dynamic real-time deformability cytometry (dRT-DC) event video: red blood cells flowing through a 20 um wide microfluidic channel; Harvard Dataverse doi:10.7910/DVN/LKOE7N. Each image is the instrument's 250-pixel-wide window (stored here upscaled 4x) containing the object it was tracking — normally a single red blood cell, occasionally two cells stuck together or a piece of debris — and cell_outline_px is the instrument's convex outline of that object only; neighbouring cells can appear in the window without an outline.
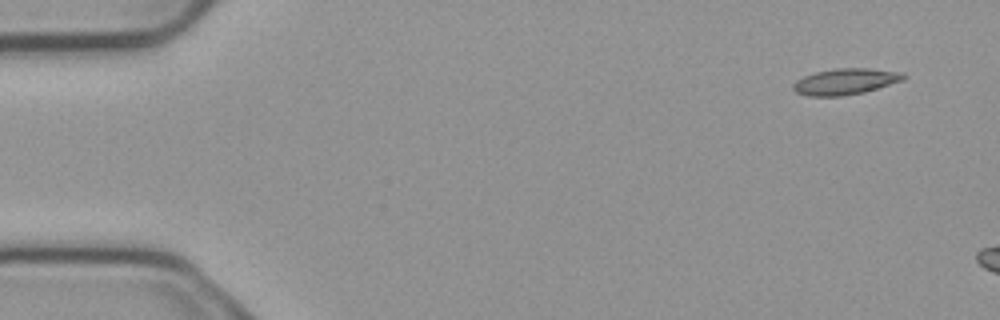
{"species": "common noctule bat (a hibernating species)", "species_latin": "Nyctalus noctula", "temperature_condition": "cold", "stored_images_in_passage": 3, "camera_frame_rate_fps": 3000, "um_per_image_px": 0.085, "animal": {"sex": "male", "body_mass_g": 23.1, "forearm_length_mm": 52.7}, "frame": {"image": 1, "passage_image": 1, "time_ms": 0.0, "image_size_px": [1000, 320], "cell_outline_px": [[908, 76], [904, 80], [864, 92], [840, 96], [808, 96], [796, 92], [792, 88], [792, 84], [796, 80], [804, 76], [816, 72], [836, 68], [868, 68], [904, 72]], "centroid_in_image_um": [71.88, 6.92], "position_along_channel_um": 13.1, "area_um2": 16.88}}